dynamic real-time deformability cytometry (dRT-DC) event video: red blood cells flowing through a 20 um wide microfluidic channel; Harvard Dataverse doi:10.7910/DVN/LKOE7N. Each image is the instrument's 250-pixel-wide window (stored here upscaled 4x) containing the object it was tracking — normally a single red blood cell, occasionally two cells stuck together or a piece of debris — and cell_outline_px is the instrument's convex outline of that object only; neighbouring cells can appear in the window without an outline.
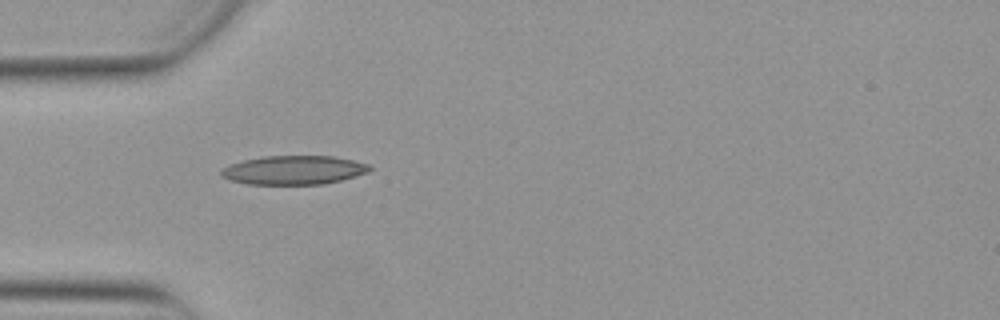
{"species": "Egyptian fruit bat (a non-hibernating species)", "species_latin": "Rousettus aegyptiacus", "temperature_condition": "warm", "stored_images_in_passage": 37, "camera_frame_rate_fps": 3000, "um_per_image_px": 0.085, "animal": {"sex": "female"}, "frame": {"image": 1, "passage_image": 1, "time_ms": 0.0, "image_size_px": [1000, 320], "cell_outline_px": [[372, 168], [368, 172], [340, 180], [324, 184], [248, 184], [232, 180], [220, 176], [220, 172], [228, 164], [244, 160], [264, 156], [332, 156], [372, 164]], "centroid_in_image_um": [24.98, 14.45], "position_along_channel_um": 60.0, "area_um2": 24.91}}
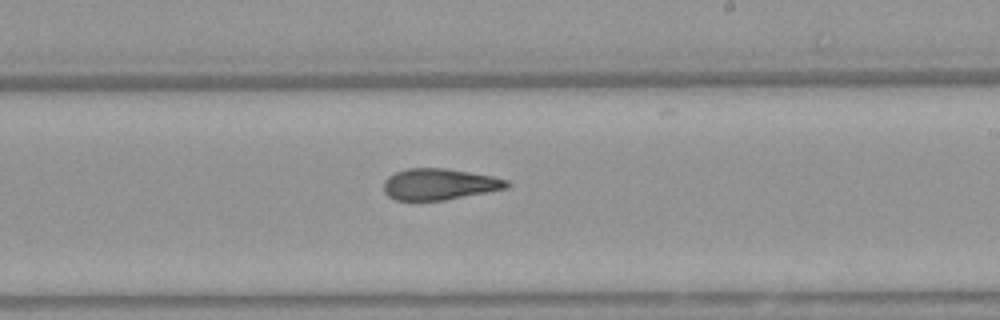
{"frame": {"image": 2, "passage_image": 16, "time_ms": 5.0, "image_size_px": [1000, 320], "cell_outline_px": [[512, 184], [508, 188], [444, 200], [396, 200], [388, 196], [384, 192], [384, 180], [388, 176], [396, 172], [408, 168], [444, 168], [492, 176], [508, 180]], "centroid_in_image_um": [37.34, 15.66], "position_along_channel_um": 251.7, "area_um2": 22.37}}
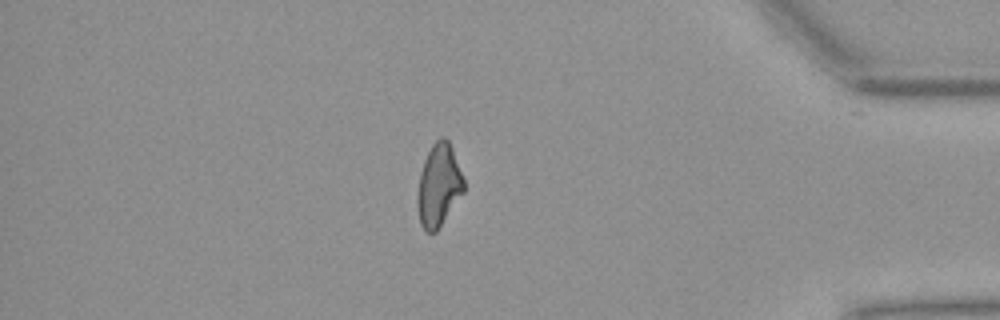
{"frame": {"image": 3, "passage_image": 30, "time_ms": 9.667, "image_size_px": [1000, 320], "cell_outline_px": [[464, 192], [436, 232], [428, 232], [420, 224], [416, 204], [416, 196], [420, 172], [424, 160], [432, 144], [440, 136], [444, 136], [448, 140], [452, 148], [464, 180]], "centroid_in_image_um": [37.27, 15.75], "position_along_channel_um": 397.9, "area_um2": 22.37}, "authors_computed_cell_mechanics": {"area_um2": 22.8888, "velocity_mm_per_s": 3.885, "shape_relaxation_time_tau1_ms": null, "shape_relaxation_time_tau2_ms": 2.8097, "deformation_change_tau1": null, "deformation_change_tau2": 0.1051}}